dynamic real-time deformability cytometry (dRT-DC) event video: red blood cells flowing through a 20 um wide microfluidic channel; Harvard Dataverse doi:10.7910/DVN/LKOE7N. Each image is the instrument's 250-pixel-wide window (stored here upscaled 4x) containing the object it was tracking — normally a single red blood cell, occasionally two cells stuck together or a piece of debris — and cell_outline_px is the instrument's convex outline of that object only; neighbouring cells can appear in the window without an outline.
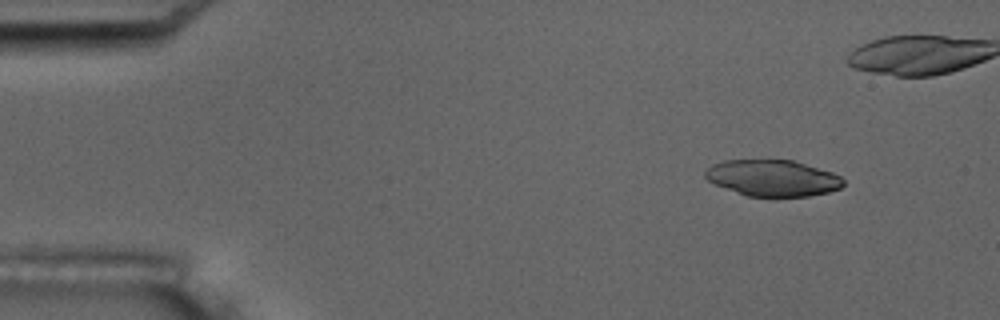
{"species": "common noctule bat (a hibernating species)", "species_latin": "Nyctalus noctula", "temperature_condition": "room temperature", "stored_images_in_passage": 5, "camera_frame_rate_fps": 3000, "um_per_image_px": 0.085, "animal": {"sex": "male", "body_mass_g": 17.5, "forearm_length_mm": 52.3}, "frame": {"image": 1, "passage_image": 2, "time_ms": 1.333, "image_size_px": [1000, 320], "cell_outline_px": [[844, 184], [840, 188], [828, 192], [808, 196], [748, 196], [736, 192], [716, 184], [708, 180], [704, 176], [704, 172], [712, 164], [724, 160], [792, 160], [832, 172], [840, 176], [844, 180]], "centroid_in_image_um": [65.68, 15.13], "position_along_channel_um": 19.3, "area_um2": 28.96}}